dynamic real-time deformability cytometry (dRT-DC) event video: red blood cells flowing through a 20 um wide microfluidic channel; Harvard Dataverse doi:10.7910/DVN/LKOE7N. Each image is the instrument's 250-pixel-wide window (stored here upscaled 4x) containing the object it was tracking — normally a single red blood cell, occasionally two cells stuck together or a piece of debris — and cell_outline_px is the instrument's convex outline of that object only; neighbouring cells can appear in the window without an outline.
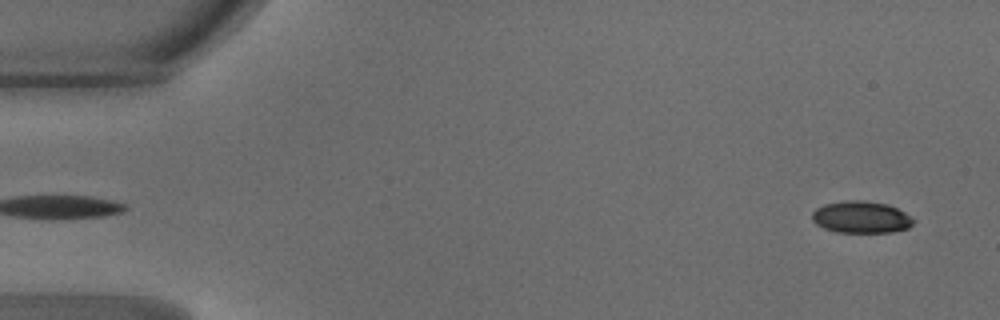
{"species": "common noctule bat (a hibernating species)", "species_latin": "Nyctalus noctula", "temperature_condition": "warm", "stored_images_in_passage": 41, "camera_frame_rate_fps": 3000, "um_per_image_px": 0.085, "animal": {"sex": "male", "body_mass_g": 18.8}, "frame": {"image": 1, "passage_image": 1, "time_ms": 0.0, "image_size_px": [1000, 320], "cell_outline_px": [[916, 220], [908, 228], [892, 232], [836, 232], [824, 228], [816, 224], [812, 220], [812, 212], [816, 208], [824, 204], [852, 200], [864, 200], [888, 204], [904, 212]], "centroid_in_image_um": [73.2, 18.46], "position_along_channel_um": 11.8, "area_um2": 18.84}}
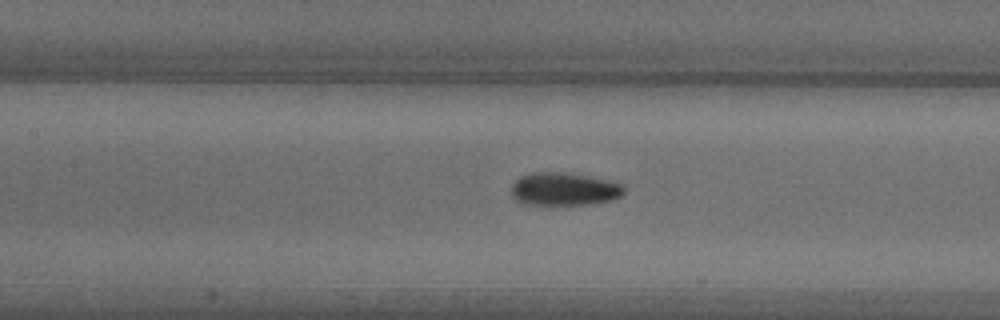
{"frame": {"image": 2, "passage_image": 20, "time_ms": 6.333, "image_size_px": [1000, 320], "cell_outline_px": [[624, 192], [620, 196], [612, 200], [592, 204], [524, 204], [516, 200], [512, 196], [512, 184], [520, 176], [532, 172], [556, 172], [588, 176], [620, 184], [624, 188]], "centroid_in_image_um": [47.91, 16.08], "position_along_channel_um": 159.5, "area_um2": 21.33}}
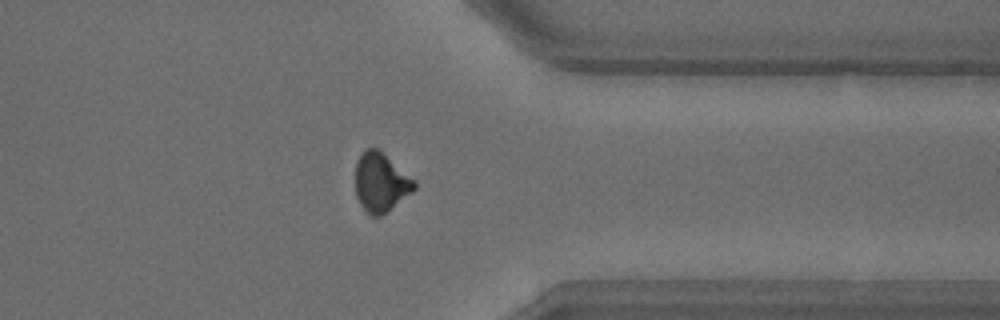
{"frame": {"image": 3, "passage_image": 36, "time_ms": 11.667, "image_size_px": [1000, 320], "cell_outline_px": [[416, 188], [412, 192], [380, 216], [372, 216], [360, 204], [356, 196], [356, 160], [364, 148], [376, 148], [416, 180]], "centroid_in_image_um": [32.36, 15.48], "position_along_channel_um": 379.0, "area_um2": 20.0}, "authors_computed_cell_mechanics": {"area_um2": 20.7502, "velocity_mm_per_s": 4.2409, "shape_relaxation_time_tau1_ms": 2.9053, "shape_relaxation_time_tau2_ms": 2.791, "deformation_change_tau1": 0.1173, "deformation_change_tau2": 0.081}}